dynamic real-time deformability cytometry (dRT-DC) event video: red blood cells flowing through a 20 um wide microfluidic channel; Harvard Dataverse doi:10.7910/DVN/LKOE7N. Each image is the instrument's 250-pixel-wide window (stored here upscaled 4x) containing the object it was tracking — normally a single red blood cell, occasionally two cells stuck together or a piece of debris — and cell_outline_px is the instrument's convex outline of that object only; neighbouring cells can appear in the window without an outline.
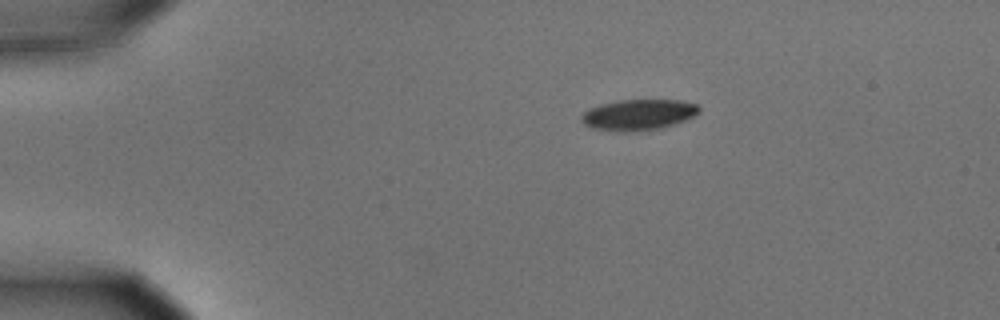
{"species": "common noctule bat (a hibernating species)", "species_latin": "Nyctalus noctula", "temperature_condition": "cold", "stored_images_in_passage": 47, "camera_frame_rate_fps": 3000, "um_per_image_px": 0.085, "animal": {"sex": "male", "body_mass_g": 15.6}, "frame": {"image": 1, "passage_image": 1, "time_ms": 0.0, "image_size_px": [1000, 320], "cell_outline_px": [[700, 112], [676, 124], [660, 128], [596, 128], [584, 124], [580, 120], [580, 116], [588, 108], [600, 104], [620, 100], [680, 100], [696, 104], [700, 108]], "centroid_in_image_um": [54.3, 9.68], "position_along_channel_um": 30.7, "area_um2": 20.06}}
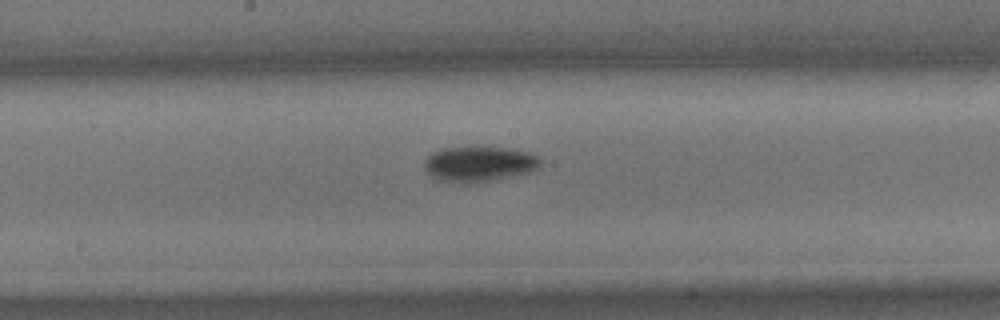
{"frame": {"image": 2, "passage_image": 21, "time_ms": 6.667, "image_size_px": [1000, 320], "cell_outline_px": [[540, 164], [536, 168], [528, 172], [468, 184], [452, 184], [440, 180], [432, 176], [424, 168], [424, 160], [432, 152], [440, 148], [508, 148], [528, 152], [540, 156]], "centroid_in_image_um": [40.66, 13.95], "position_along_channel_um": 207.5, "area_um2": 23.64}}
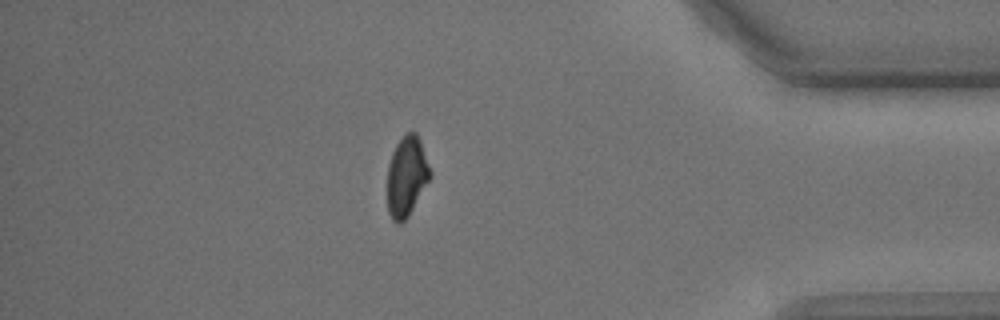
{"frame": {"image": 3, "passage_image": 40, "time_ms": 13.0, "image_size_px": [1000, 320], "cell_outline_px": [[432, 176], [408, 216], [400, 224], [396, 224], [392, 220], [388, 212], [388, 164], [392, 152], [396, 144], [408, 132], [416, 132], [420, 140], [432, 172]], "centroid_in_image_um": [34.57, 15.0], "position_along_channel_um": 400.6, "area_um2": 19.94}, "authors_computed_cell_mechanics": {"area_um2": 22.1374, "velocity_mm_per_s": 3.5397, "shape_relaxation_time_tau1_ms": 2.7049, "shape_relaxation_time_tau2_ms": null, "deformation_change_tau1": 0.1231, "deformation_change_tau2": null}}